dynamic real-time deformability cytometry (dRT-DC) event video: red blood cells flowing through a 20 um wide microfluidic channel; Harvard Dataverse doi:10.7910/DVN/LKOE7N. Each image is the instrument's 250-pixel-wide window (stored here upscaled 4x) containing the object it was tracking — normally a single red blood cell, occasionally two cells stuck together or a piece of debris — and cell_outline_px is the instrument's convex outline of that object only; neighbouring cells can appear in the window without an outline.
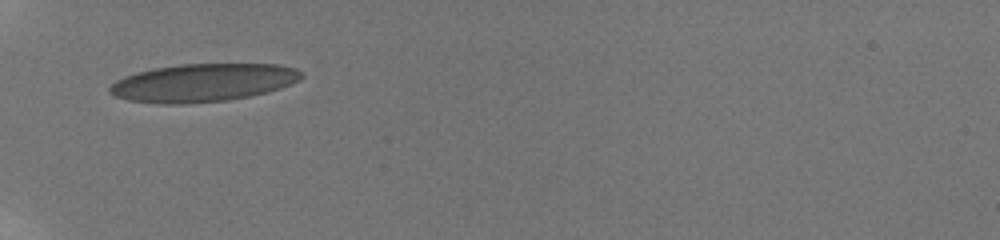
{"species": "human", "species_latin": "Homo sapiens", "temperature_condition": "room temperature", "stored_images_in_passage": 35, "camera_frame_rate_fps": 3000, "um_per_image_px": 0.085, "donor": {"sex": "male"}, "frame": {"image": 1, "passage_image": 1, "time_ms": 0.0, "image_size_px": [1000, 240], "cell_outline_px": [[304, 76], [300, 80], [280, 88], [248, 96], [228, 100], [184, 104], [160, 104], [128, 100], [116, 96], [108, 92], [108, 88], [116, 80], [124, 76], [156, 68], [180, 64], [280, 64], [296, 68], [304, 72]], "centroid_in_image_um": [17.27, 7.03], "position_along_channel_um": 67.7, "area_um2": 42.43}}
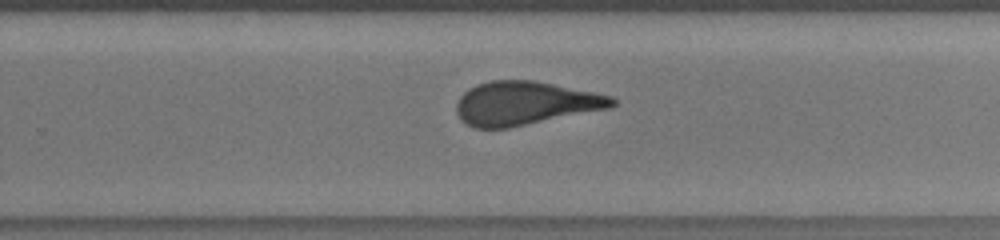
{"frame": {"image": 2, "passage_image": 19, "time_ms": 6.0, "image_size_px": [1000, 240], "cell_outline_px": [[616, 104], [608, 108], [508, 128], [476, 128], [460, 120], [456, 112], [456, 104], [460, 96], [468, 88], [492, 80], [532, 80], [612, 96], [616, 100]], "centroid_in_image_um": [44.59, 8.78], "position_along_channel_um": 285.2, "area_um2": 39.07}}
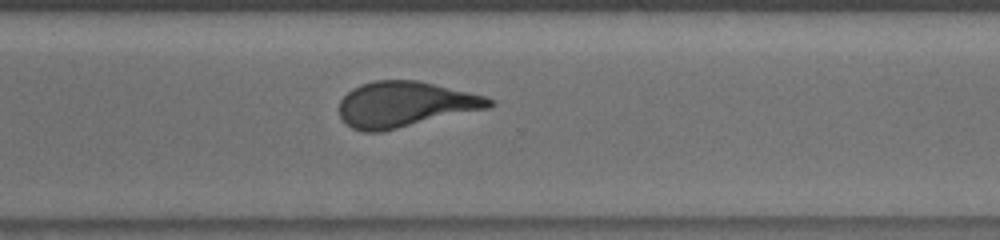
{"frame": {"image": 3, "passage_image": 23, "time_ms": 7.333, "image_size_px": [1000, 240], "cell_outline_px": [[496, 104], [488, 108], [380, 132], [364, 132], [352, 128], [340, 116], [340, 100], [352, 88], [360, 84], [376, 80], [416, 80], [468, 92], [484, 96], [492, 100]], "centroid_in_image_um": [34.4, 8.87], "position_along_channel_um": 336.2, "area_um2": 39.36}, "authors_computed_cell_mechanics": {"area_um2": 40.1132, "velocity_mm_per_s": 3.8282, "shape_relaxation_time_tau1_ms": null, "shape_relaxation_time_tau2_ms": 0.9069, "deformation_change_tau1": null, "deformation_change_tau2": 0.0956}}